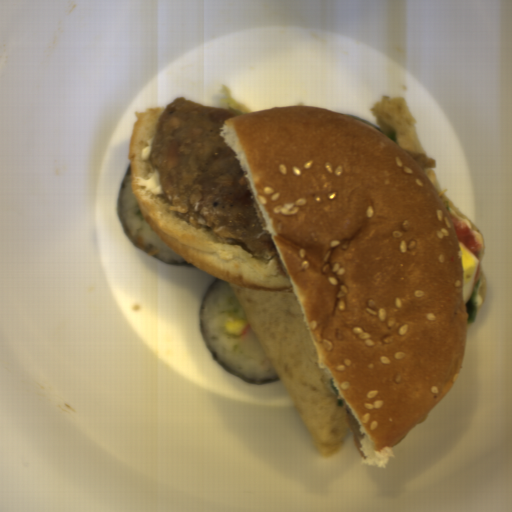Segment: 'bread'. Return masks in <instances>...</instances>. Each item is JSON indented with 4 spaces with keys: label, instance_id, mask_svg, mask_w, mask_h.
Returning <instances> with one entry per match:
<instances>
[{
    "label": "bread",
    "instance_id": "obj_3",
    "mask_svg": "<svg viewBox=\"0 0 512 512\" xmlns=\"http://www.w3.org/2000/svg\"><path fill=\"white\" fill-rule=\"evenodd\" d=\"M372 114L384 134L405 151L422 169L437 189L448 213L466 224L481 244L479 262L483 258L486 246L477 224L466 218L452 203L451 199L436 177L437 160L426 152L417 131V118L411 112L403 96H382L372 107Z\"/></svg>",
    "mask_w": 512,
    "mask_h": 512
},
{
    "label": "bread",
    "instance_id": "obj_5",
    "mask_svg": "<svg viewBox=\"0 0 512 512\" xmlns=\"http://www.w3.org/2000/svg\"><path fill=\"white\" fill-rule=\"evenodd\" d=\"M479 284L475 295L477 308L481 307L487 297V282L484 272L480 270L479 273Z\"/></svg>",
    "mask_w": 512,
    "mask_h": 512
},
{
    "label": "bread",
    "instance_id": "obj_4",
    "mask_svg": "<svg viewBox=\"0 0 512 512\" xmlns=\"http://www.w3.org/2000/svg\"><path fill=\"white\" fill-rule=\"evenodd\" d=\"M221 89L223 91L225 103H226L225 110H228L231 113L239 115V116L253 113L252 110H250L243 104L237 102L236 100L232 99V88H231L230 84H224Z\"/></svg>",
    "mask_w": 512,
    "mask_h": 512
},
{
    "label": "bread",
    "instance_id": "obj_1",
    "mask_svg": "<svg viewBox=\"0 0 512 512\" xmlns=\"http://www.w3.org/2000/svg\"><path fill=\"white\" fill-rule=\"evenodd\" d=\"M165 107L134 111L126 158L151 230L207 274L249 290H293L319 369L359 425L365 459L393 448L453 388L469 315L449 211L415 160L367 122L314 105L224 119L218 135L247 171L278 255L254 257L180 218L136 178Z\"/></svg>",
    "mask_w": 512,
    "mask_h": 512
},
{
    "label": "bread",
    "instance_id": "obj_2",
    "mask_svg": "<svg viewBox=\"0 0 512 512\" xmlns=\"http://www.w3.org/2000/svg\"><path fill=\"white\" fill-rule=\"evenodd\" d=\"M226 284L279 376L320 457L330 459L350 439V407L320 369L310 330L292 289L250 290Z\"/></svg>",
    "mask_w": 512,
    "mask_h": 512
}]
</instances>
